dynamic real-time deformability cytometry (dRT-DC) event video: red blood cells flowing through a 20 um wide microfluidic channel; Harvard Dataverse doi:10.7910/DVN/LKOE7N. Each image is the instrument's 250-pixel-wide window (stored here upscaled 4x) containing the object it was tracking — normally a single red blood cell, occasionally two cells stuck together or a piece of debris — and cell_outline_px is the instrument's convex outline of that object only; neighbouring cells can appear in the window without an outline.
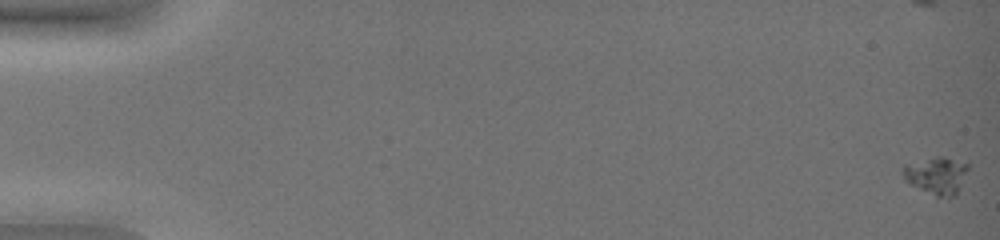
{"species": "common noctule bat (a hibernating species)", "species_latin": "Nyctalus noctula", "temperature_condition": "warm", "stored_images_in_passage": 55, "camera_frame_rate_fps": 3000, "um_per_image_px": 0.085, "animal": {"sex": "female", "body_mass_g": 19.0, "forearm_length_mm": 51.5}, "frame": {"image": 1, "passage_image": 1, "time_ms": 0.0, "image_size_px": [1000, 240], "cell_outline_px": [[968, 168], [956, 196], [936, 196], [908, 184], [904, 180], [904, 164], [936, 156], [944, 156], [968, 164]], "centroid_in_image_um": [79.58, 14.9], "position_along_channel_um": 5.4, "area_um2": 14.05}}
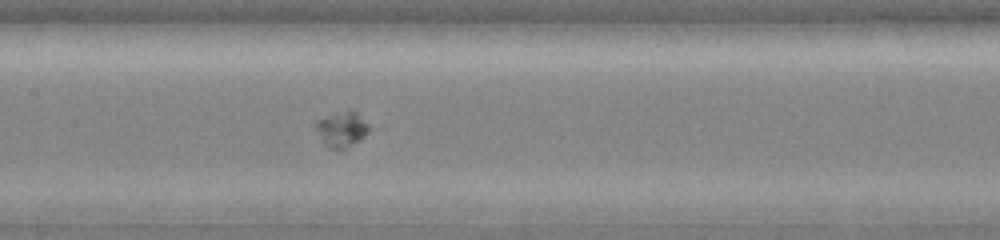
{"frame": {"image": 2, "passage_image": 31, "time_ms": 10.0, "image_size_px": [1000, 240], "cell_outline_px": [[376, 128], [360, 140], [344, 148], [328, 148], [324, 144], [312, 124], [316, 120], [336, 112], [352, 108]], "centroid_in_image_um": [29.11, 10.93], "position_along_channel_um": 178.3, "area_um2": 11.62}}
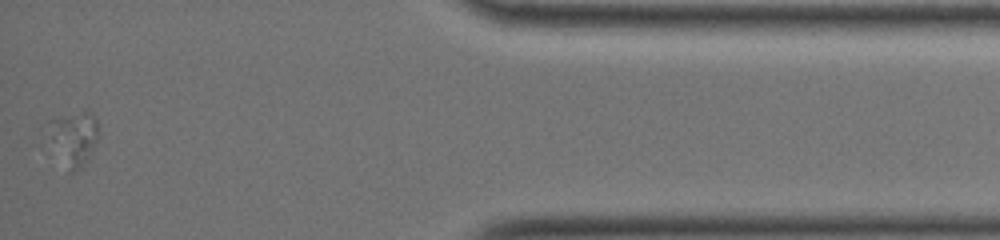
{"frame": {"image": 3, "passage_image": 55, "time_ms": 18.0, "image_size_px": [1000, 240], "cell_outline_px": [[96, 140], [92, 152], [84, 164], [80, 168], [72, 172], [68, 172], [48, 120], [80, 108], [84, 108], [96, 120]], "centroid_in_image_um": [6.36, 11.64], "position_along_channel_um": 428.8, "area_um2": 14.68}}